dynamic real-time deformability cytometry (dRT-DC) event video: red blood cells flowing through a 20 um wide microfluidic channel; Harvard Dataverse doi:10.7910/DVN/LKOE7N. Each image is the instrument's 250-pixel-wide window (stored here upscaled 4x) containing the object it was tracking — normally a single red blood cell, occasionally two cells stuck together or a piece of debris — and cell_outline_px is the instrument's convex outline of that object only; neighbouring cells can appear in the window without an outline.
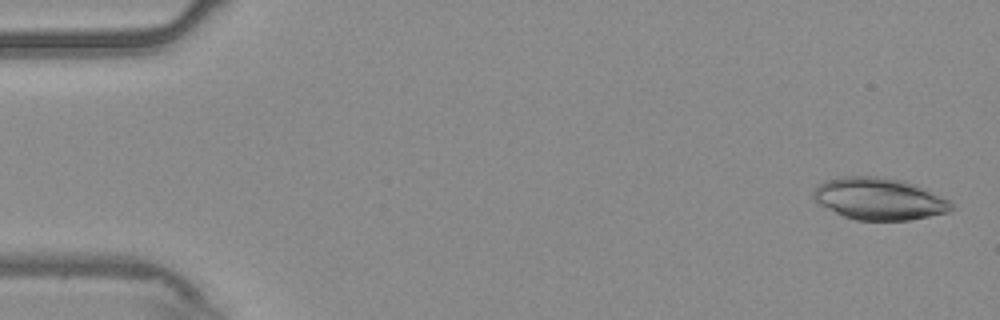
{"species": "common noctule bat (a hibernating species)", "species_latin": "Nyctalus noctula", "temperature_condition": "warm", "stored_images_in_passage": 54, "camera_frame_rate_fps": 3000, "um_per_image_px": 0.085, "animal": {"sex": "male", "body_mass_g": 20.4}, "frame": {"image": 1, "passage_image": 2, "time_ms": 0.333, "image_size_px": [1000, 320], "cell_outline_px": [[956, 208], [948, 212], [908, 220], [856, 220], [844, 216], [816, 204], [812, 196], [812, 192], [816, 184], [828, 180], [844, 176], [876, 176], [904, 180], [916, 184], [948, 200]], "centroid_in_image_um": [74.68, 16.89], "position_along_channel_um": 10.3, "area_um2": 33.93}}
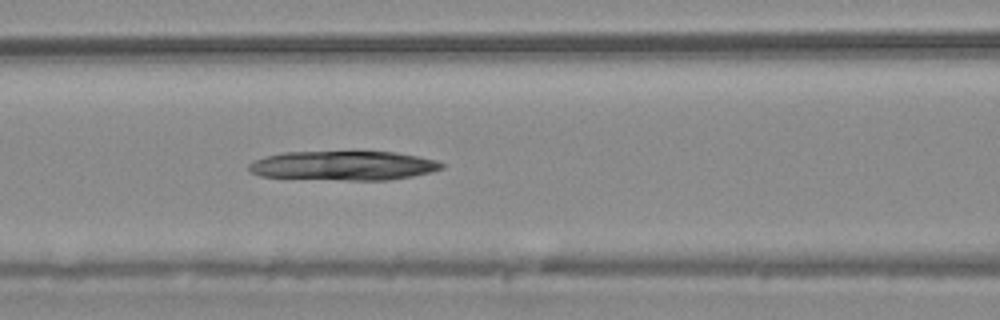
{"frame": {"image": 2, "passage_image": 23, "time_ms": 7.333, "image_size_px": [1000, 320], "cell_outline_px": [[444, 168], [432, 172], [412, 176], [388, 180], [344, 180], [260, 176], [248, 172], [248, 164], [252, 160], [264, 156], [284, 152], [396, 152], [436, 160], [444, 164]], "centroid_in_image_um": [29.16, 14.08], "position_along_channel_um": 137.4, "area_um2": 33.0}}
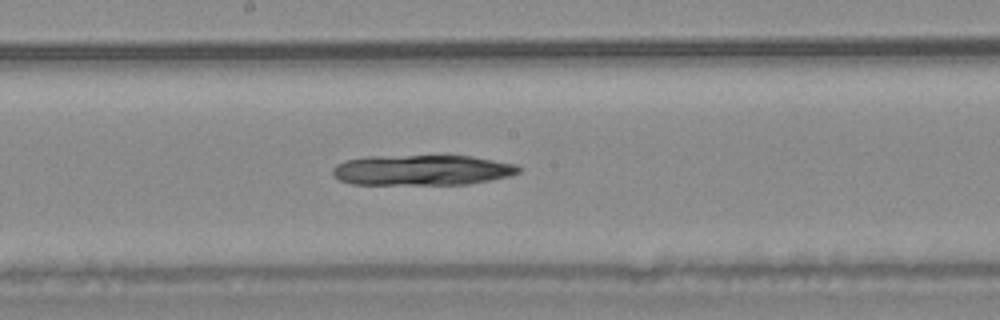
{"frame": {"image": 3, "passage_image": 29, "time_ms": 9.333, "image_size_px": [1000, 320], "cell_outline_px": [[520, 172], [508, 176], [492, 180], [472, 184], [352, 184], [340, 180], [332, 176], [332, 168], [336, 164], [344, 160], [364, 156], [472, 156], [516, 164], [520, 168]], "centroid_in_image_um": [35.84, 14.46], "position_along_channel_um": 212.4, "area_um2": 33.18}}